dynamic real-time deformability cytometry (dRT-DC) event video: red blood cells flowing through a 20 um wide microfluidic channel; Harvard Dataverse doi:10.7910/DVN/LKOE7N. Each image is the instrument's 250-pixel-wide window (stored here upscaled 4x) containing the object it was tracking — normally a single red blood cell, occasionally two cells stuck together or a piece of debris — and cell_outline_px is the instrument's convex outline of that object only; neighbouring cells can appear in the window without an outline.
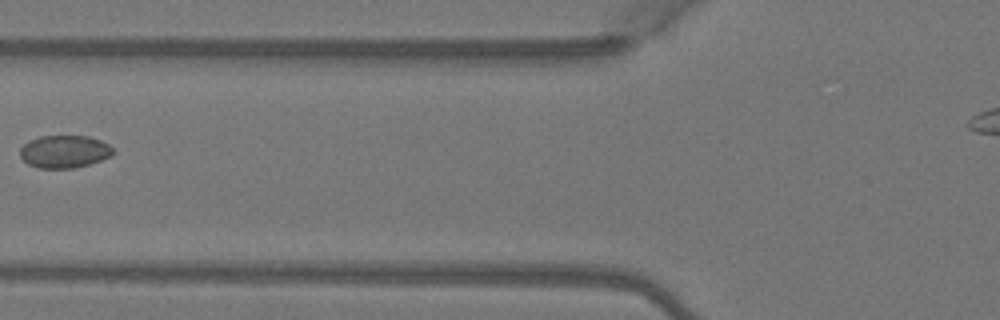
{"species": "Egyptian fruit bat (a non-hibernating species)", "species_latin": "Rousettus aegyptiacus", "temperature_condition": "warm", "stored_images_in_passage": 6, "camera_frame_rate_fps": 3000, "um_per_image_px": 0.085, "animal": {"sex": "female"}, "frame": {"image": 1, "passage_image": 5, "time_ms": 1.333, "image_size_px": [1000, 320], "cell_outline_px": [[116, 152], [112, 156], [88, 164], [72, 168], [40, 168], [28, 164], [20, 156], [20, 148], [28, 140], [40, 136], [88, 136], [100, 140], [108, 144]], "centroid_in_image_um": [5.47, 12.87], "position_along_channel_um": 120.3, "area_um2": 17.69}}
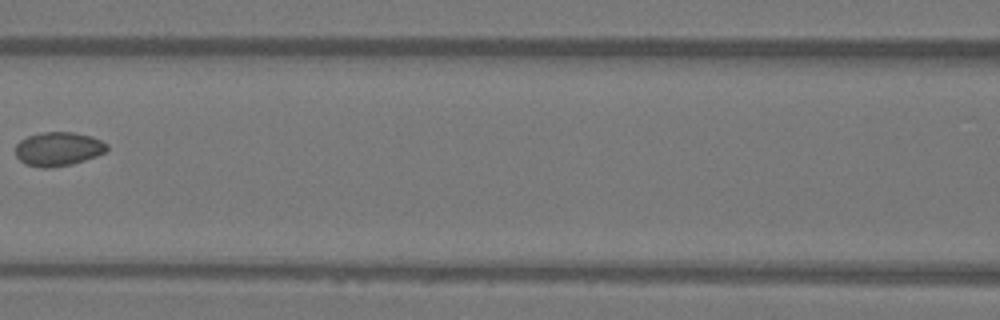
{"frame": {"image": 2, "passage_image": 6, "time_ms": 1.667, "image_size_px": [1000, 320], "cell_outline_px": [[108, 148], [104, 152], [96, 156], [72, 164], [52, 168], [40, 168], [24, 164], [16, 156], [16, 144], [20, 140], [28, 136], [40, 132], [72, 132], [92, 136], [108, 144]], "centroid_in_image_um": [4.93, 12.66], "position_along_channel_um": 161.7, "area_um2": 18.21}}